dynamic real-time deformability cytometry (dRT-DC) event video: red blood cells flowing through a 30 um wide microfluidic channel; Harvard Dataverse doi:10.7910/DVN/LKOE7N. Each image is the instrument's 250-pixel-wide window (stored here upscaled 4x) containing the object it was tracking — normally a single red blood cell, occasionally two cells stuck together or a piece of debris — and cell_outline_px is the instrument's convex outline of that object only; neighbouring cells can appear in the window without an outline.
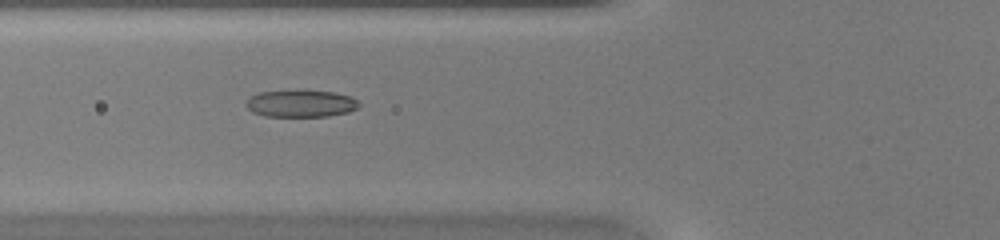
{"species": "common noctule bat (a hibernating species)", "species_latin": "Nyctalus noctula", "temperature_condition": "warm", "stored_images_in_passage": 42, "camera_frame_rate_fps": 3000, "um_per_image_px": 0.085, "animal": {"sex": "female", "body_mass_g": 20.0, "forearm_length_mm": 54.0}, "frame": {"image": 1, "passage_image": 15, "time_ms": 4.667, "image_size_px": [1000, 240], "cell_outline_px": [[360, 104], [356, 108], [348, 112], [328, 116], [264, 116], [252, 112], [244, 104], [252, 96], [260, 92], [296, 88], [336, 92], [348, 96], [356, 100]], "centroid_in_image_um": [25.54, 8.76], "position_along_channel_um": 100.3, "area_um2": 18.26}}
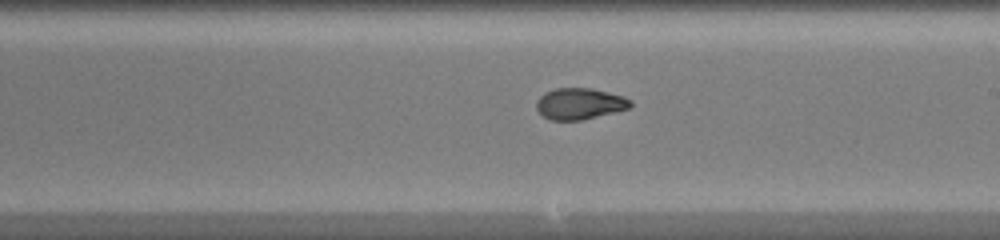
{"frame": {"image": 2, "passage_image": 24, "time_ms": 7.667, "image_size_px": [1000, 240], "cell_outline_px": [[632, 108], [580, 120], [548, 120], [536, 108], [536, 100], [544, 92], [556, 88], [592, 88], [624, 96], [632, 100]], "centroid_in_image_um": [49.29, 8.81], "position_along_channel_um": 239.7, "area_um2": 17.28}}
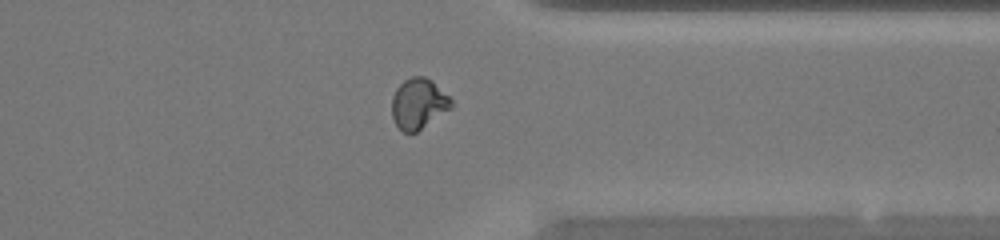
{"frame": {"image": 3, "passage_image": 33, "time_ms": 10.667, "image_size_px": [1000, 240], "cell_outline_px": [[452, 108], [416, 132], [404, 132], [396, 124], [392, 116], [392, 96], [396, 88], [404, 80], [412, 76], [424, 76], [432, 80], [452, 100]], "centroid_in_image_um": [35.57, 8.79], "position_along_channel_um": 375.8, "area_um2": 17.4}}